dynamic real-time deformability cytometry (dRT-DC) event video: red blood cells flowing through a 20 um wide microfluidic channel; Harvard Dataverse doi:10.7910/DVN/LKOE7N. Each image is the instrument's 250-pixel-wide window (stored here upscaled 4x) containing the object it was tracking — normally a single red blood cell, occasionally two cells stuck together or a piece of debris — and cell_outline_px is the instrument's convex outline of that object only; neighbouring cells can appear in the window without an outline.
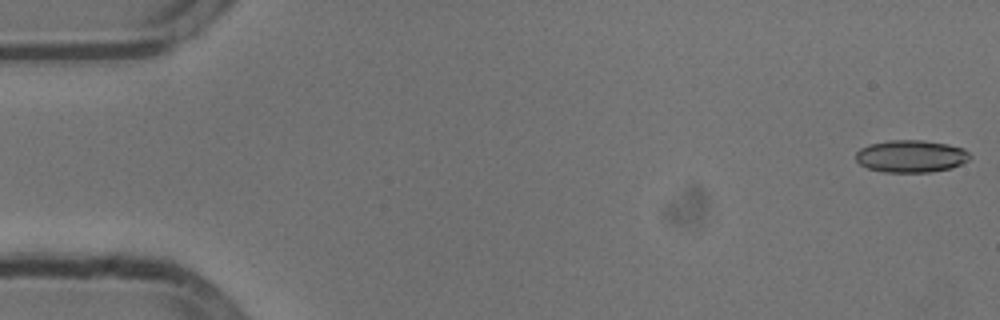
{"species": "common noctule bat (a hibernating species)", "species_latin": "Nyctalus noctula", "temperature_condition": "cold", "stored_images_in_passage": 51, "camera_frame_rate_fps": 3000, "um_per_image_px": 0.085, "animal": {"sex": "male", "body_mass_g": 13.3}, "frame": {"image": 1, "passage_image": 1, "time_ms": 0.0, "image_size_px": [1000, 320], "cell_outline_px": [[972, 156], [968, 160], [952, 168], [932, 172], [884, 172], [868, 168], [860, 164], [856, 160], [856, 152], [860, 148], [868, 144], [892, 140], [920, 140], [948, 144], [964, 148]], "centroid_in_image_um": [77.44, 13.28], "position_along_channel_um": 7.6, "area_um2": 21.56}}
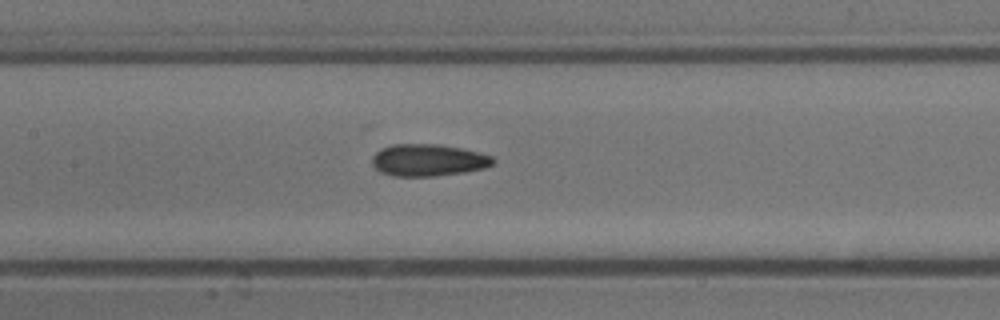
{"frame": {"image": 2, "passage_image": 25, "time_ms": 8.0, "image_size_px": [1000, 320], "cell_outline_px": [[496, 160], [492, 164], [484, 168], [464, 172], [432, 176], [392, 176], [380, 172], [372, 164], [372, 156], [380, 148], [392, 144], [440, 144], [480, 152], [492, 156]], "centroid_in_image_um": [36.38, 13.6], "position_along_channel_um": 171.0, "area_um2": 22.66}}
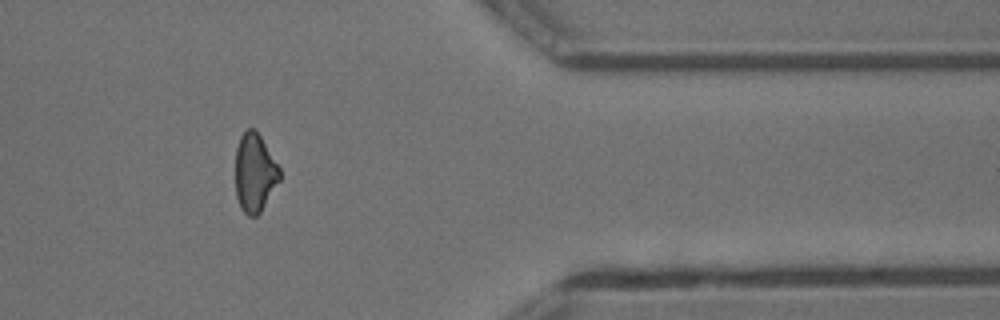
{"frame": {"image": 3, "passage_image": 44, "time_ms": 14.333, "image_size_px": [1000, 320], "cell_outline_px": [[280, 180], [260, 212], [256, 216], [248, 216], [240, 208], [236, 196], [236, 148], [240, 136], [248, 128], [252, 128], [260, 136], [280, 168]], "centroid_in_image_um": [21.64, 14.7], "position_along_channel_um": 389.8, "area_um2": 20.06}, "authors_computed_cell_mechanics": {"area_um2": 21.675, "velocity_mm_per_s": 3.8116, "shape_relaxation_time_tau1_ms": 4.1804, "shape_relaxation_time_tau2_ms": 3.0329, "deformation_change_tau1": 0.1068, "deformation_change_tau2": 0.1073}}